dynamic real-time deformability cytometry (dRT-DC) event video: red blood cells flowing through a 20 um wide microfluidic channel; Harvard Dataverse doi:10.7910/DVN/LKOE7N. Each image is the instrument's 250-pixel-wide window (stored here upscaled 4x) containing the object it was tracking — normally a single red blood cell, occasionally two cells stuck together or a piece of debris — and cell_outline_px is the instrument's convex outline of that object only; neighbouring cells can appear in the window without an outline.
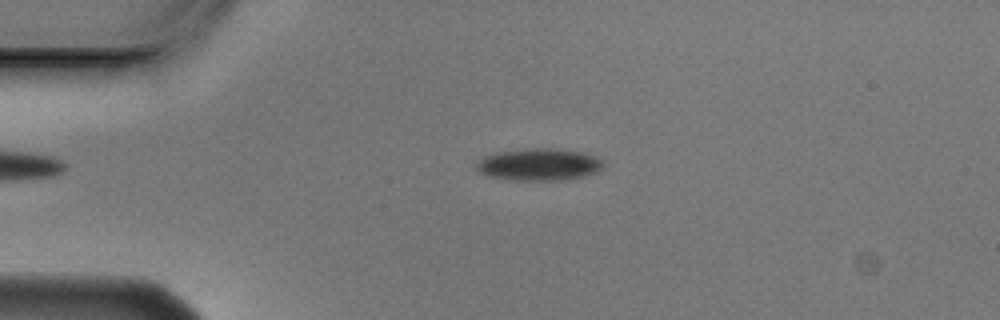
{"species": "Egyptian fruit bat (a non-hibernating species)", "species_latin": "Rousettus aegyptiacus", "temperature_condition": "cold", "stored_images_in_passage": 2, "camera_frame_rate_fps": 3000, "um_per_image_px": 0.085, "animal": {"sex": "male"}, "frame": {"image": 1, "passage_image": 2, "time_ms": 0.333, "image_size_px": [1000, 320], "cell_outline_px": [[604, 168], [600, 172], [584, 176], [564, 180], [508, 180], [488, 176], [472, 168], [484, 156], [496, 152], [536, 148], [548, 148], [580, 152], [592, 156], [600, 160], [604, 164]], "centroid_in_image_um": [45.79, 14.0], "position_along_channel_um": 39.2, "area_um2": 23.76}}